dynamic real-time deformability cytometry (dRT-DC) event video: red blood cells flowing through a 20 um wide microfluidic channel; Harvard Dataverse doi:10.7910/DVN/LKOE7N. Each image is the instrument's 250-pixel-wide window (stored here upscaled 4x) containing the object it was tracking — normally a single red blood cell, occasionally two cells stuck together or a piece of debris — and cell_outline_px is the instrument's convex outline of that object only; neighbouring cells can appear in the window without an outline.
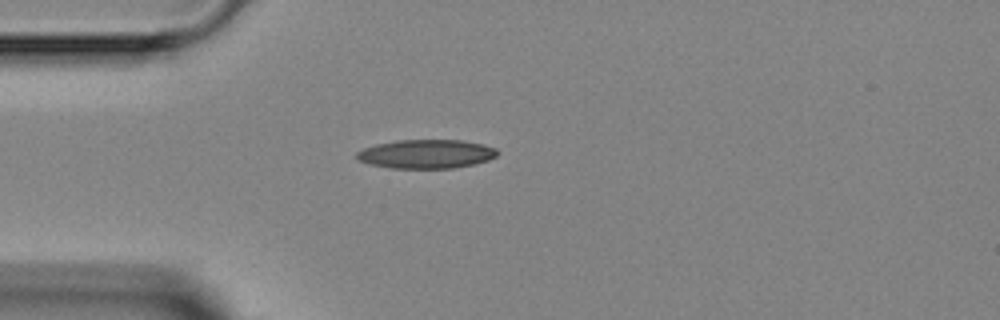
{"species": "Egyptian fruit bat (a non-hibernating species)", "species_latin": "Rousettus aegyptiacus", "temperature_condition": "room temperature", "stored_images_in_passage": 1, "camera_frame_rate_fps": 3000, "um_per_image_px": 0.085, "animal": {"sex": "female"}, "frame": {"image": 1, "passage_image": 1, "time_ms": 0.0, "image_size_px": [1000, 320], "cell_outline_px": [[500, 152], [496, 156], [488, 160], [472, 164], [452, 168], [392, 168], [372, 164], [360, 160], [356, 156], [356, 152], [364, 148], [376, 144], [396, 140], [460, 140], [484, 144], [496, 148]], "centroid_in_image_um": [36.26, 13.08], "position_along_channel_um": 48.7, "area_um2": 23.52}}